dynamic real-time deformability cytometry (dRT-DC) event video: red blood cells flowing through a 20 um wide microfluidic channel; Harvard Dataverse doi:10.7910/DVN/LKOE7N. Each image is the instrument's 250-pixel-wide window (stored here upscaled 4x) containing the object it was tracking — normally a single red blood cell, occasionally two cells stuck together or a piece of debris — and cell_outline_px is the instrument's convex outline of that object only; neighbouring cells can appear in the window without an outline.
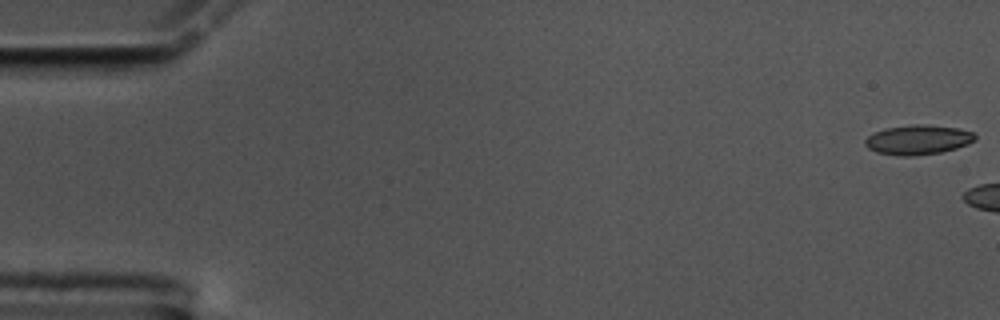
{"species": "common noctule bat (a hibernating species)", "species_latin": "Nyctalus noctula", "temperature_condition": "cold", "stored_images_in_passage": 6, "camera_frame_rate_fps": 3000, "um_per_image_px": 0.085, "animal": {"sex": "male", "body_mass_g": 17.5, "forearm_length_mm": 52.3}, "frame": {"image": 1, "passage_image": 1, "time_ms": 0.0, "image_size_px": [1000, 320], "cell_outline_px": [[976, 140], [968, 144], [956, 148], [940, 152], [912, 156], [900, 156], [876, 152], [868, 148], [864, 144], [864, 140], [868, 136], [876, 132], [888, 128], [912, 124], [924, 124], [956, 128], [972, 132], [976, 136]], "centroid_in_image_um": [78.03, 11.88], "position_along_channel_um": 7.0, "area_um2": 18.84}}